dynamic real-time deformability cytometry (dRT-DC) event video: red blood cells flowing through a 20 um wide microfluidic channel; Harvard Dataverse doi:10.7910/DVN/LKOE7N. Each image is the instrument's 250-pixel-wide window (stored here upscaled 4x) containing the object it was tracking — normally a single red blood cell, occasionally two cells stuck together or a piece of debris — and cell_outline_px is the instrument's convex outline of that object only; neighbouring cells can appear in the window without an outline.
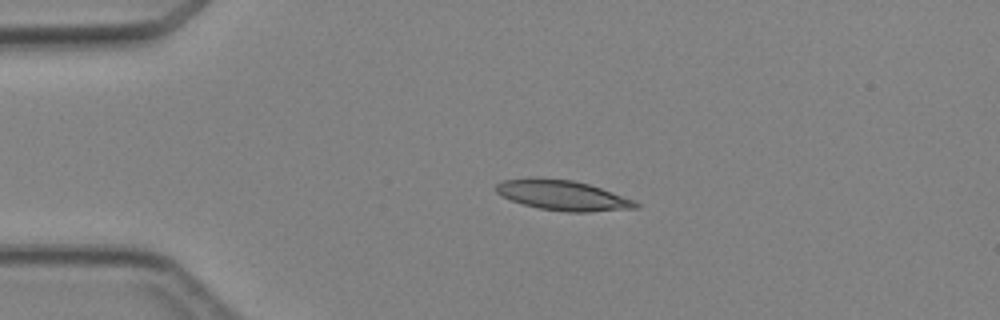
{"species": "Egyptian fruit bat (a non-hibernating species)", "species_latin": "Rousettus aegyptiacus", "temperature_condition": "cold", "stored_images_in_passage": 3, "camera_frame_rate_fps": 3000, "um_per_image_px": 0.085, "animal": {"sex": "female"}, "frame": {"image": 1, "passage_image": 2, "time_ms": 1.333, "image_size_px": [1000, 320], "cell_outline_px": [[640, 208], [588, 212], [568, 212], [540, 208], [524, 204], [512, 200], [496, 192], [496, 184], [504, 180], [528, 176], [536, 176], [572, 180], [588, 184], [636, 200], [640, 204]], "centroid_in_image_um": [47.85, 16.58], "position_along_channel_um": 37.2, "area_um2": 24.68}}